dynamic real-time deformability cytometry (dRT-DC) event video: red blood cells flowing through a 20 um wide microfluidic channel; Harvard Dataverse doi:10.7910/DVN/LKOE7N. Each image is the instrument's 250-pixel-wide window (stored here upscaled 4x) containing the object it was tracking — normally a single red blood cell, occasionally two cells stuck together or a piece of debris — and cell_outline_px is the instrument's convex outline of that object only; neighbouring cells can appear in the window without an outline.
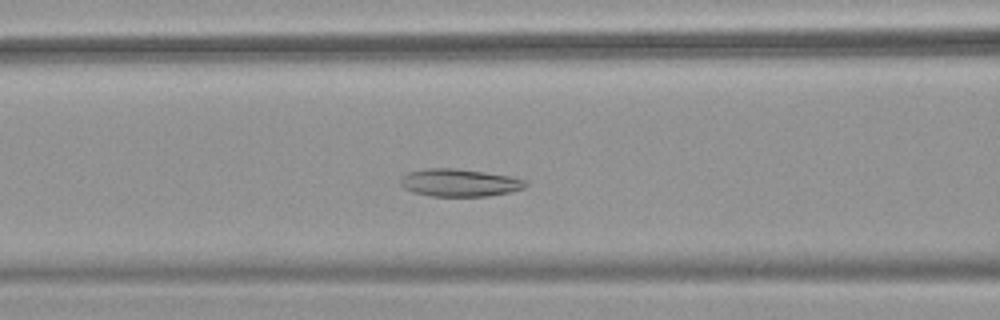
{"species": "common noctule bat (a hibernating species)", "species_latin": "Nyctalus noctula", "temperature_condition": "warm", "stored_images_in_passage": 48, "camera_frame_rate_fps": 3000, "um_per_image_px": 0.085, "animal": {"sex": "female", "body_mass_g": 18.4}, "frame": {"image": 1, "passage_image": 17, "time_ms": 5.333, "image_size_px": [1000, 320], "cell_outline_px": [[528, 184], [524, 188], [508, 192], [488, 196], [432, 196], [412, 192], [404, 188], [400, 184], [400, 180], [408, 172], [428, 168], [456, 168], [512, 176], [528, 180]], "centroid_in_image_um": [39.08, 15.52], "position_along_channel_um": 127.5, "area_um2": 20.17}}
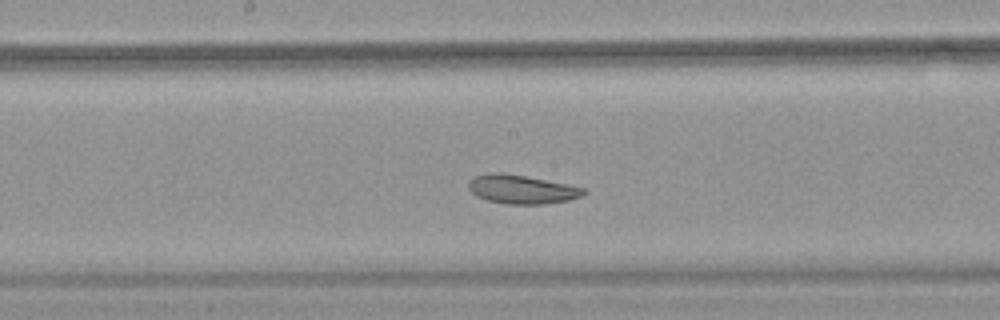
{"frame": {"image": 2, "passage_image": 23, "time_ms": 7.333, "image_size_px": [1000, 320], "cell_outline_px": [[588, 192], [580, 196], [568, 200], [544, 204], [508, 204], [488, 200], [476, 196], [468, 188], [468, 180], [472, 176], [488, 172], [500, 172], [524, 176], [584, 188]], "centroid_in_image_um": [44.27, 16.08], "position_along_channel_um": 203.9, "area_um2": 19.19}}
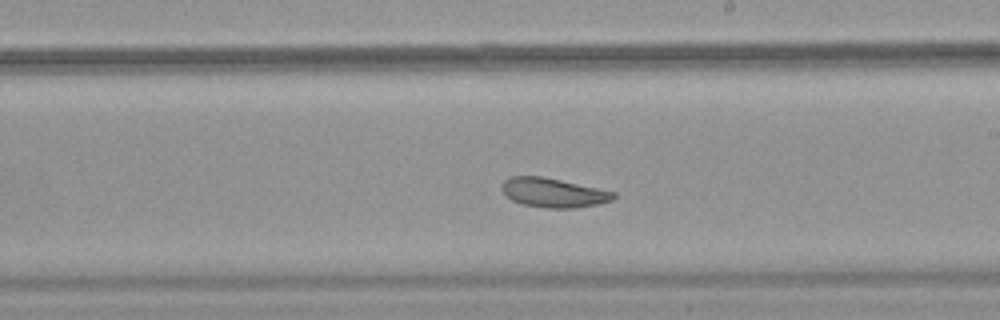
{"frame": {"image": 3, "passage_image": 26, "time_ms": 8.333, "image_size_px": [1000, 320], "cell_outline_px": [[616, 196], [612, 200], [600, 204], [576, 208], [544, 208], [524, 204], [512, 200], [500, 188], [504, 180], [508, 176], [540, 176], [560, 180], [616, 192]], "centroid_in_image_um": [47.04, 16.38], "position_along_channel_um": 242.0, "area_um2": 19.02}, "authors_computed_cell_mechanics": {"area_um2": 21.6461, "velocity_mm_per_s": 3.8296, "shape_relaxation_time_tau1_ms": 5.5489, "shape_relaxation_time_tau2_ms": null, "deformation_change_tau1": 0.1282, "deformation_change_tau2": null}}